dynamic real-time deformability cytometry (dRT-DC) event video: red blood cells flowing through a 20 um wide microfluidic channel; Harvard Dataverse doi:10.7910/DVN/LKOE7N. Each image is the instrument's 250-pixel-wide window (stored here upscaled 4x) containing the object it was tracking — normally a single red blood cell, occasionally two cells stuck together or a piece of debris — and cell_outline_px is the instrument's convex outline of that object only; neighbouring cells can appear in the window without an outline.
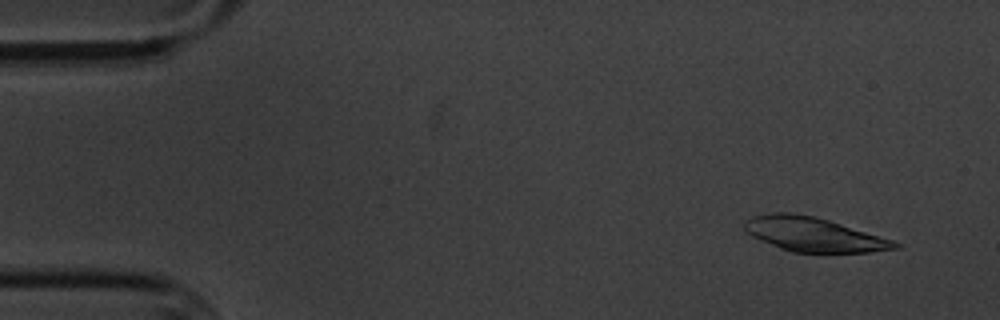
{"species": "common noctule bat (a hibernating species)", "species_latin": "Nyctalus noctula", "temperature_condition": "cold", "stored_images_in_passage": 5, "camera_frame_rate_fps": 3000, "um_per_image_px": 0.085, "animal": {"sex": "male", "body_mass_g": 20.1, "forearm_length_mm": 53.5}, "frame": {"image": 1, "passage_image": 1, "time_ms": 0.0, "image_size_px": [1000, 320], "cell_outline_px": [[900, 248], [868, 252], [792, 252], [780, 248], [752, 236], [744, 232], [744, 220], [752, 216], [772, 212], [792, 212], [816, 216], [892, 240], [900, 244]], "centroid_in_image_um": [69.09, 19.91], "position_along_channel_um": 15.9, "area_um2": 29.88}}
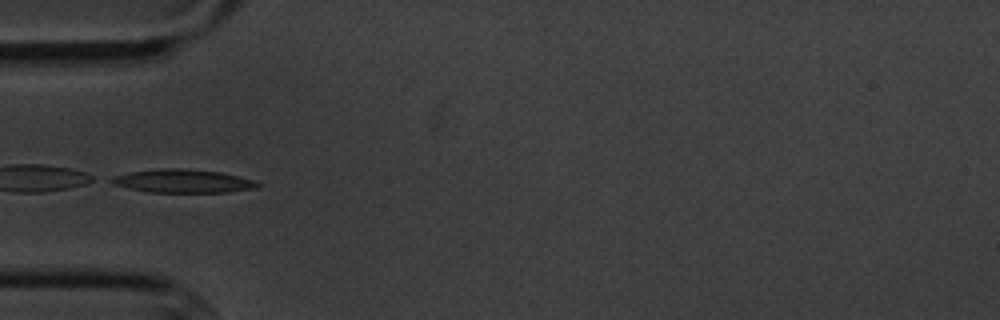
{"frame": {"image": 2, "passage_image": 5, "time_ms": 4.667, "image_size_px": [1000, 320], "cell_outline_px": [[260, 184], [256, 188], [228, 192], [148, 192], [128, 188], [112, 184], [104, 180], [112, 176], [128, 172], [164, 168], [180, 168], [220, 172], [256, 180]], "centroid_in_image_um": [15.48, 15.39], "position_along_channel_um": 69.5, "area_um2": 20.06}}